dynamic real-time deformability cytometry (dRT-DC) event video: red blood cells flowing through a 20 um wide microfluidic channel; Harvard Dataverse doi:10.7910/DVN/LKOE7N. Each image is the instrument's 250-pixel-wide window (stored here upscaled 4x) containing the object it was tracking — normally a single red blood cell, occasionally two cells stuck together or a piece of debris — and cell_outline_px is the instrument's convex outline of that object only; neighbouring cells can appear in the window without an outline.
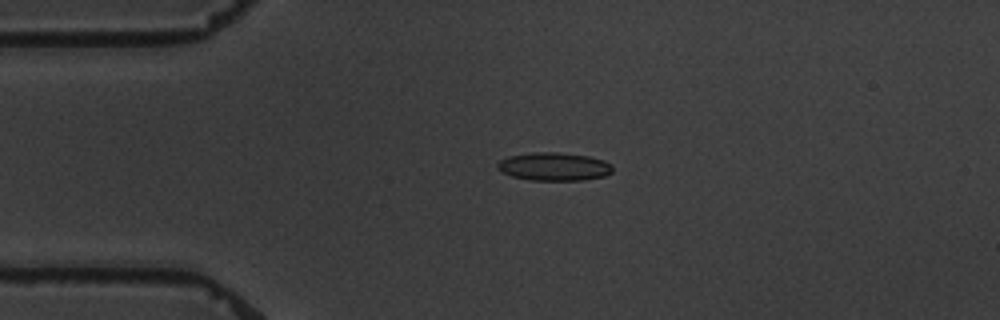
{"species": "common noctule bat (a hibernating species)", "species_latin": "Nyctalus noctula", "temperature_condition": "warm", "stored_images_in_passage": 4, "camera_frame_rate_fps": 3000, "um_per_image_px": 0.085, "animal": {"sex": "male", "body_mass_g": 19.5, "forearm_length_mm": 54.6}, "frame": {"image": 1, "passage_image": 4, "time_ms": 3.333, "image_size_px": [1000, 320], "cell_outline_px": [[612, 172], [604, 176], [584, 180], [532, 180], [512, 176], [500, 172], [496, 168], [496, 164], [500, 160], [508, 156], [532, 152], [556, 152], [588, 156], [604, 160], [612, 164]], "centroid_in_image_um": [47.07, 14.15], "position_along_channel_um": 37.9, "area_um2": 19.02}}